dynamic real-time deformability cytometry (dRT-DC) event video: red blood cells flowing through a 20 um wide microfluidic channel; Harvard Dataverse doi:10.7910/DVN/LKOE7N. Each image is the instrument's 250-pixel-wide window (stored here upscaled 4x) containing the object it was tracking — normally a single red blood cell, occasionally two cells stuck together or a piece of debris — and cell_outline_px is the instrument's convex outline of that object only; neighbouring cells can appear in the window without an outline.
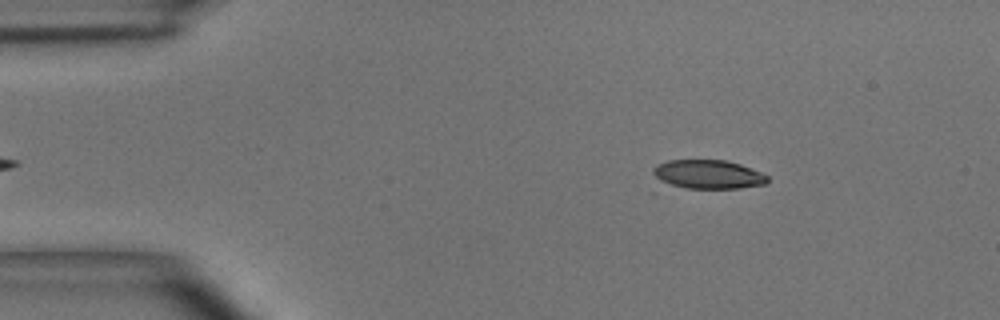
{"species": "common noctule bat (a hibernating species)", "species_latin": "Nyctalus noctula", "temperature_condition": "room temperature", "stored_images_in_passage": 10, "camera_frame_rate_fps": 3000, "um_per_image_px": 0.085, "animal": {"sex": "male", "body_mass_g": 15.6}, "frame": {"image": 1, "passage_image": 4, "time_ms": 1.0, "image_size_px": [1000, 320], "cell_outline_px": [[768, 180], [764, 184], [740, 188], [688, 188], [660, 184], [652, 172], [652, 168], [656, 164], [668, 160], [728, 160], [740, 164], [760, 172], [768, 176]], "centroid_in_image_um": [60.11, 14.82], "position_along_channel_um": 24.9, "area_um2": 19.48}}